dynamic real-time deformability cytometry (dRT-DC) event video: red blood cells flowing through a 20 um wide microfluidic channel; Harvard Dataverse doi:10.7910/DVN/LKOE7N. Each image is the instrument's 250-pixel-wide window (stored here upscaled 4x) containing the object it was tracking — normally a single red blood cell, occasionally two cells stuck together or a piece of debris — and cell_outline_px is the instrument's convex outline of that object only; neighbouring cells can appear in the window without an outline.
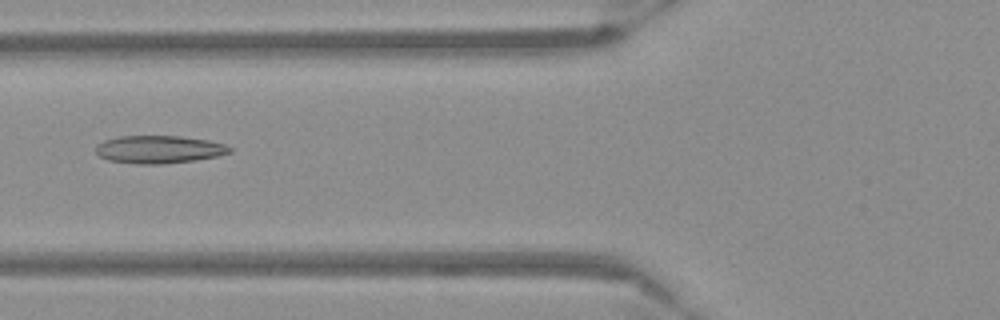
{"species": "Egyptian fruit bat (a non-hibernating species)", "species_latin": "Rousettus aegyptiacus", "temperature_condition": "warm", "stored_images_in_passage": 49, "camera_frame_rate_fps": 3000, "um_per_image_px": 0.085, "frame": {"image": 1, "passage_image": 17, "time_ms": 5.333, "image_size_px": [1000, 320], "cell_outline_px": [[232, 152], [216, 156], [196, 160], [164, 164], [136, 164], [108, 160], [100, 156], [96, 152], [96, 144], [104, 140], [120, 136], [180, 136], [208, 140], [224, 144], [232, 148]], "centroid_in_image_um": [13.51, 12.7], "position_along_channel_um": 112.3, "area_um2": 21.73}}
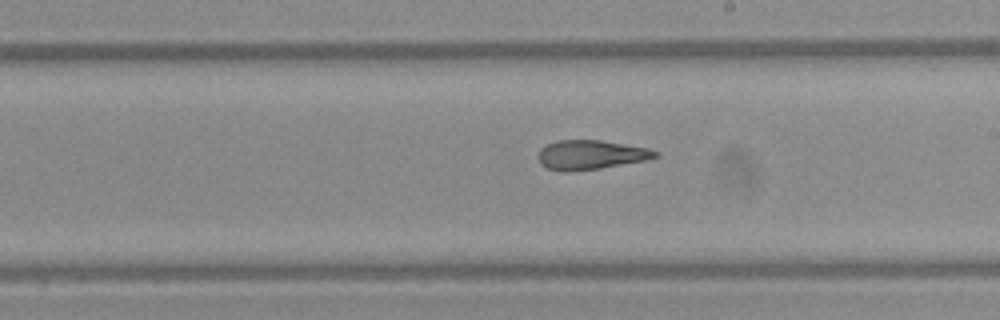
{"frame": {"image": 2, "passage_image": 27, "time_ms": 8.667, "image_size_px": [1000, 320], "cell_outline_px": [[660, 156], [644, 160], [600, 168], [568, 172], [564, 172], [548, 168], [540, 164], [536, 156], [540, 148], [556, 140], [600, 140], [648, 148], [660, 152]], "centroid_in_image_um": [50.17, 13.16], "position_along_channel_um": 238.8, "area_um2": 20.06}}
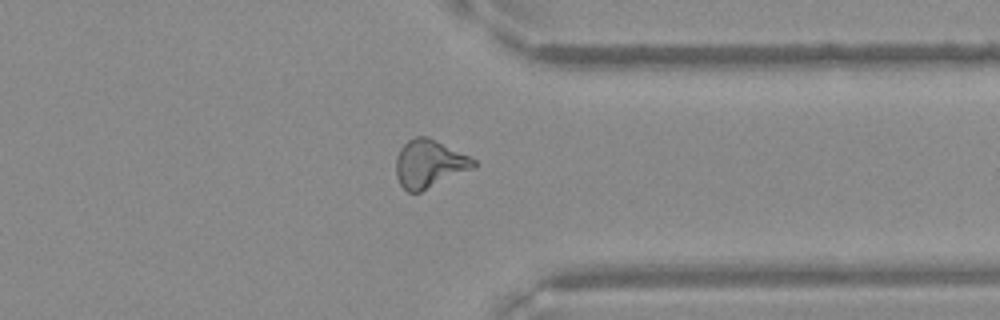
{"frame": {"image": 3, "passage_image": 38, "time_ms": 12.333, "image_size_px": [1000, 320], "cell_outline_px": [[480, 164], [476, 168], [420, 192], [408, 192], [400, 184], [396, 176], [396, 156], [400, 148], [408, 140], [416, 136], [428, 136], [476, 160]], "centroid_in_image_um": [36.51, 13.92], "position_along_channel_um": 374.9, "area_um2": 21.85}}